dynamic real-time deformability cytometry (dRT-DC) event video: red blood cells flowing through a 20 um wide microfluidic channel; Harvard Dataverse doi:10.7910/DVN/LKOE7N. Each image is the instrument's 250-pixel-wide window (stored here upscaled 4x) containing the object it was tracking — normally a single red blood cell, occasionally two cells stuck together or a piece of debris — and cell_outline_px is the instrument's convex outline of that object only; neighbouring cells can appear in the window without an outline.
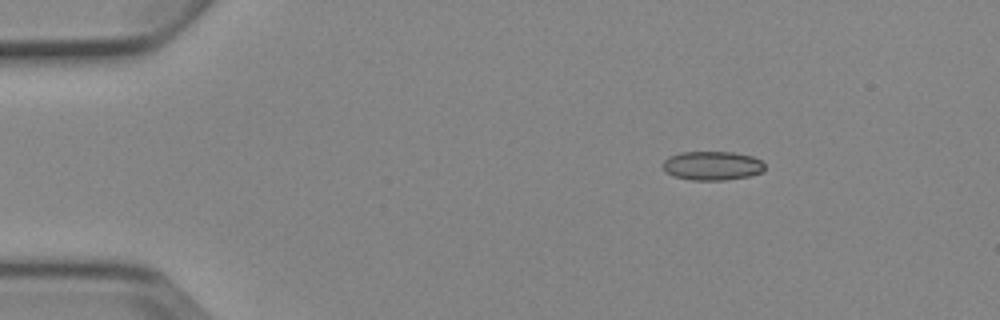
{"species": "Egyptian fruit bat (a non-hibernating species)", "species_latin": "Rousettus aegyptiacus", "temperature_condition": "cold", "stored_images_in_passage": 5, "camera_frame_rate_fps": 3000, "um_per_image_px": 0.085, "animal": {"sex": "female"}, "frame": {"image": 1, "passage_image": 1, "time_ms": 0.0, "image_size_px": [1000, 320], "cell_outline_px": [[764, 172], [748, 176], [724, 180], [692, 180], [672, 176], [664, 172], [660, 164], [668, 156], [680, 152], [732, 152], [752, 156], [760, 160], [764, 164]], "centroid_in_image_um": [60.48, 14.08], "position_along_channel_um": 24.5, "area_um2": 17.46}}
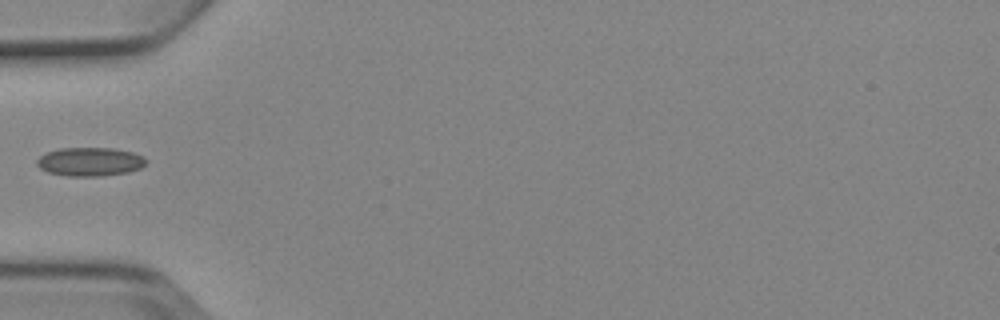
{"frame": {"image": 2, "passage_image": 4, "time_ms": 3.333, "image_size_px": [1000, 320], "cell_outline_px": [[148, 160], [140, 168], [128, 172], [100, 176], [68, 176], [48, 172], [40, 168], [36, 164], [36, 160], [40, 156], [48, 152], [60, 148], [112, 148], [132, 152], [144, 156]], "centroid_in_image_um": [7.65, 13.74], "position_along_channel_um": 77.3, "area_um2": 18.21}}
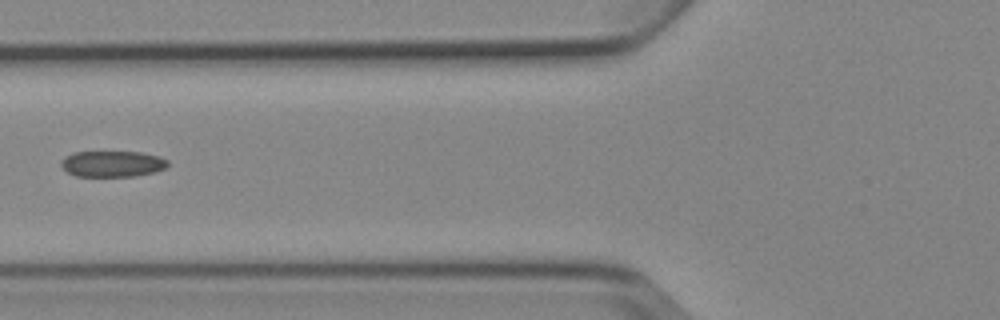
{"frame": {"image": 3, "passage_image": 5, "time_ms": 4.333, "image_size_px": [1000, 320], "cell_outline_px": [[168, 164], [164, 168], [152, 172], [136, 176], [76, 176], [68, 172], [60, 164], [60, 160], [64, 156], [72, 152], [140, 152], [160, 156], [168, 160]], "centroid_in_image_um": [9.52, 13.91], "position_along_channel_um": 116.3, "area_um2": 16.18}}